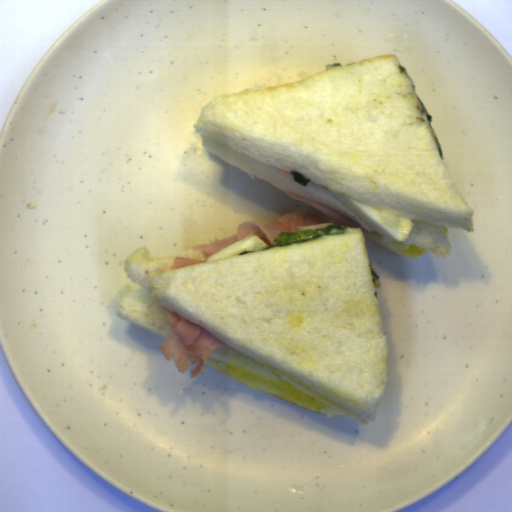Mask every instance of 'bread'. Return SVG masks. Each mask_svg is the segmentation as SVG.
Segmentation results:
<instances>
[{
	"instance_id": "obj_1",
	"label": "bread",
	"mask_w": 512,
	"mask_h": 512,
	"mask_svg": "<svg viewBox=\"0 0 512 512\" xmlns=\"http://www.w3.org/2000/svg\"><path fill=\"white\" fill-rule=\"evenodd\" d=\"M397 54L324 69L304 80L245 88L203 106V148L281 191L326 205L359 225L318 240L172 269L175 257L140 246L123 268L115 312L166 338L159 302L228 345L221 361L284 379L328 407L327 418L377 421L387 391L388 336L375 295L366 236L412 260L452 252L450 228L475 234V211L457 190ZM298 171L309 180L296 183ZM254 175V176H253ZM372 206L388 226L415 224L403 242H383L328 192Z\"/></svg>"
},
{
	"instance_id": "obj_2",
	"label": "bread",
	"mask_w": 512,
	"mask_h": 512,
	"mask_svg": "<svg viewBox=\"0 0 512 512\" xmlns=\"http://www.w3.org/2000/svg\"><path fill=\"white\" fill-rule=\"evenodd\" d=\"M329 225H334V223H322V224H319V225H315V226H297L300 230H302L303 232L307 231V230H310V229H322V228H326L328 227Z\"/></svg>"
}]
</instances>
